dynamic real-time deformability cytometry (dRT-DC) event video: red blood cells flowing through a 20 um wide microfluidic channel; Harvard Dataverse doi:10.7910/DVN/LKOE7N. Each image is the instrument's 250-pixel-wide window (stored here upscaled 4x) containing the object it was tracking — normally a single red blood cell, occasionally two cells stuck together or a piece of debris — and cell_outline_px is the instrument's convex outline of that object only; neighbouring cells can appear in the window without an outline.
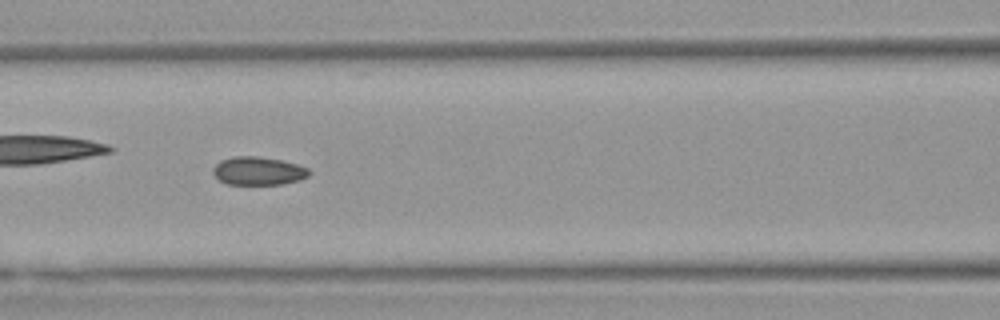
{"species": "Egyptian fruit bat (a non-hibernating species)", "species_latin": "Rousettus aegyptiacus", "temperature_condition": "warm", "stored_images_in_passage": 54, "camera_frame_rate_fps": 3000, "um_per_image_px": 0.085, "animal": {"sex": "female"}, "frame": {"image": 1, "passage_image": 24, "time_ms": 7.667, "image_size_px": [1000, 320], "cell_outline_px": [[312, 172], [308, 176], [300, 180], [284, 184], [228, 184], [220, 180], [212, 172], [212, 168], [220, 160], [232, 156], [260, 156], [280, 160], [296, 164], [308, 168]], "centroid_in_image_um": [21.96, 14.52], "position_along_channel_um": 144.6, "area_um2": 15.9}}
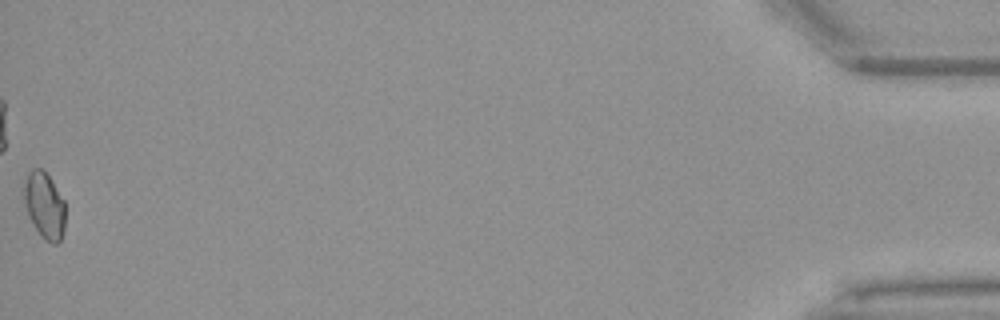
{"frame": {"image": 2, "passage_image": 54, "time_ms": 17.667, "image_size_px": [1000, 320], "cell_outline_px": [[64, 228], [60, 240], [56, 244], [52, 244], [40, 236], [28, 216], [20, 192], [20, 188], [28, 172], [32, 168], [44, 168], [64, 200]], "centroid_in_image_um": [3.71, 17.4], "position_along_channel_um": 431.5, "area_um2": 16.53}, "authors_computed_cell_mechanics": {"area_um2": 15.9528, "velocity_mm_per_s": 3.8707, "shape_relaxation_time_tau1_ms": null, "shape_relaxation_time_tau2_ms": 2.2541, "deformation_change_tau1": null, "deformation_change_tau2": 0.0592}}